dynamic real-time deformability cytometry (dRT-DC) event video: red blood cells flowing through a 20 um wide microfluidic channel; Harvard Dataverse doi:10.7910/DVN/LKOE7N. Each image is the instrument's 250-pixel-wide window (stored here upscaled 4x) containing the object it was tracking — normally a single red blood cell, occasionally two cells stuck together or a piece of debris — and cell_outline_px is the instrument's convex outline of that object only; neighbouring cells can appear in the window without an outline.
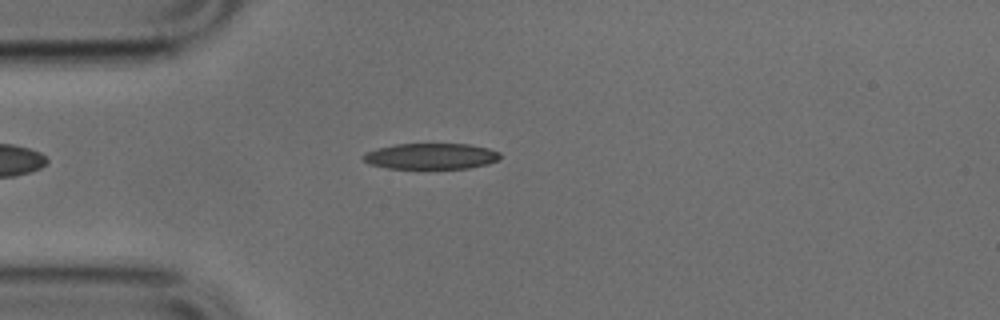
{"species": "common noctule bat (a hibernating species)", "species_latin": "Nyctalus noctula", "temperature_condition": "cold", "stored_images_in_passage": 30, "camera_frame_rate_fps": 3000, "um_per_image_px": 0.085, "animal": {"sex": "male", "body_mass_g": 17.9, "forearm_length_mm": 54.2}, "frame": {"image": 1, "passage_image": 1, "time_ms": 0.0, "image_size_px": [1000, 320], "cell_outline_px": [[500, 160], [488, 164], [468, 168], [388, 168], [368, 164], [360, 156], [364, 152], [376, 148], [396, 144], [468, 144], [488, 148], [500, 152]], "centroid_in_image_um": [36.61, 13.27], "position_along_channel_um": 48.4, "area_um2": 20.81}}
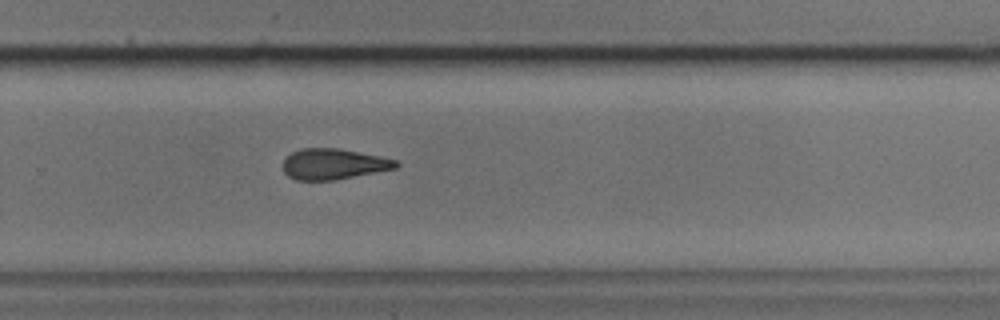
{"frame": {"image": 2, "passage_image": 21, "time_ms": 6.667, "image_size_px": [1000, 320], "cell_outline_px": [[400, 164], [396, 168], [332, 180], [296, 180], [288, 176], [284, 172], [284, 160], [292, 152], [300, 148], [336, 148], [380, 156], [396, 160]], "centroid_in_image_um": [28.33, 13.94], "position_along_channel_um": 301.5, "area_um2": 19.94}}
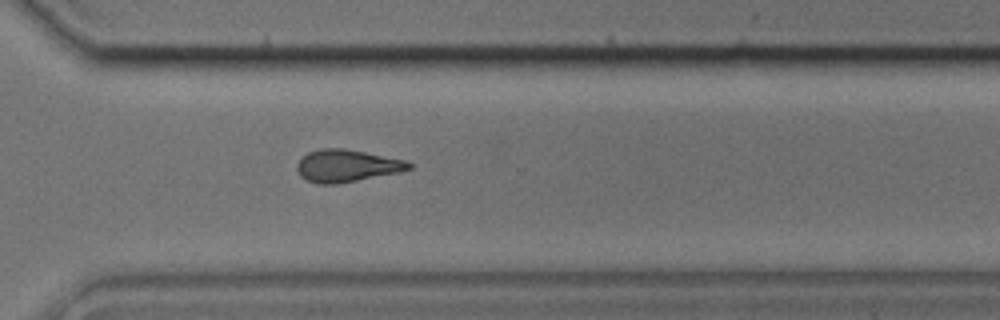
{"frame": {"image": 3, "passage_image": 24, "time_ms": 7.667, "image_size_px": [1000, 320], "cell_outline_px": [[412, 168], [400, 172], [336, 184], [316, 184], [300, 176], [296, 168], [296, 164], [308, 152], [320, 148], [340, 148], [364, 152], [408, 160], [412, 164]], "centroid_in_image_um": [29.48, 14.09], "position_along_channel_um": 341.1, "area_um2": 21.04}}